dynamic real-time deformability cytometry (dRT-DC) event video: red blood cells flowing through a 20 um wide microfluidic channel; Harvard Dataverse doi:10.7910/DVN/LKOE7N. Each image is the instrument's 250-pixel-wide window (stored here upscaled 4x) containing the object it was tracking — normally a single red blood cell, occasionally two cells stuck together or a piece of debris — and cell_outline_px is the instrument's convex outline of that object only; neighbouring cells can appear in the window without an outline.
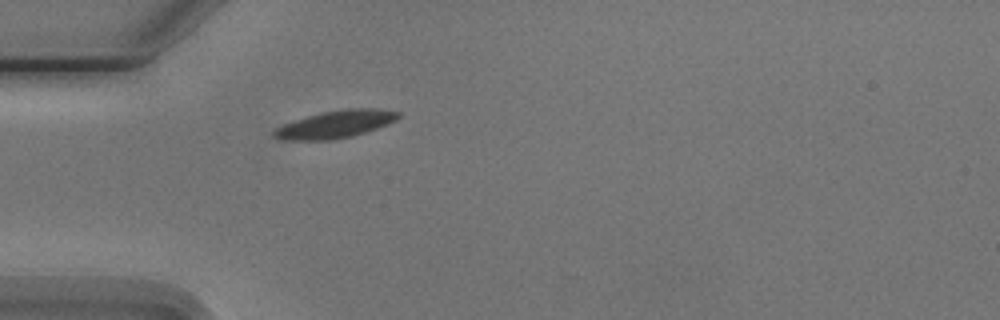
{"species": "Egyptian fruit bat (a non-hibernating species)", "species_latin": "Rousettus aegyptiacus", "temperature_condition": "cold", "stored_images_in_passage": 1, "camera_frame_rate_fps": 3000, "um_per_image_px": 0.085, "animal": {"sex": "male"}, "frame": {"image": 1, "passage_image": 1, "time_ms": 0.0, "image_size_px": [1000, 320], "cell_outline_px": [[400, 116], [396, 120], [388, 124], [352, 136], [332, 140], [280, 140], [272, 136], [272, 132], [276, 128], [284, 124], [320, 112], [348, 108], [380, 108], [400, 112]], "centroid_in_image_um": [28.52, 10.56], "position_along_channel_um": 56.5, "area_um2": 19.94}}